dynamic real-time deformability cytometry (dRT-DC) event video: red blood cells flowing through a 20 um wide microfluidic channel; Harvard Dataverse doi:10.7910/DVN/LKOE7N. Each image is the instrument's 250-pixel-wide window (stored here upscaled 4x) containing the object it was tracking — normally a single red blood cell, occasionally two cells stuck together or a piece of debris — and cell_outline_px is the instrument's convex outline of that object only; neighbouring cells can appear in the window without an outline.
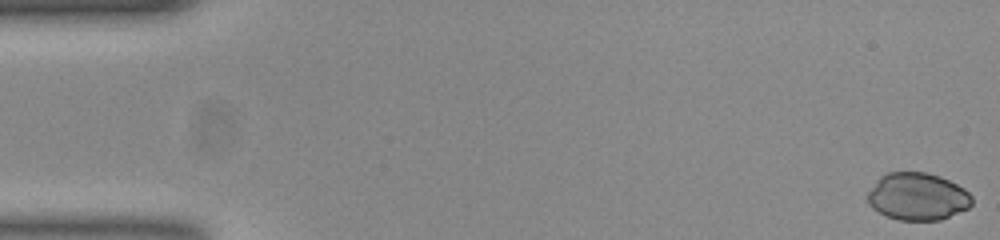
{"species": "common noctule bat (a hibernating species)", "species_latin": "Nyctalus noctula", "temperature_condition": "room temperature", "stored_images_in_passage": 53, "camera_frame_rate_fps": 3000, "um_per_image_px": 0.085, "animal": {"sex": "female", "body_mass_g": 23.0, "forearm_length_mm": 53.4}, "frame": {"image": 1, "passage_image": 1, "time_ms": 0.0, "image_size_px": [1000, 240], "cell_outline_px": [[972, 204], [968, 208], [940, 220], [900, 220], [888, 216], [872, 208], [868, 204], [868, 192], [876, 180], [880, 176], [888, 172], [924, 172], [940, 176], [964, 188], [972, 196]], "centroid_in_image_um": [77.99, 16.7], "position_along_channel_um": 7.0, "area_um2": 28.73}}
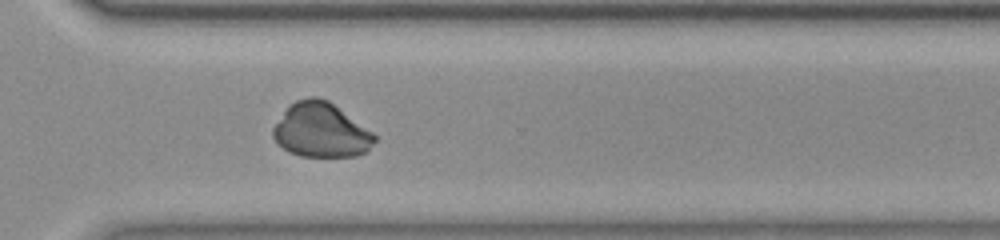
{"frame": {"image": 2, "passage_image": 38, "time_ms": 12.333, "image_size_px": [1000, 240], "cell_outline_px": [[376, 140], [364, 152], [356, 156], [300, 156], [288, 152], [272, 136], [272, 128], [288, 104], [296, 100], [308, 96], [316, 96], [328, 100], [372, 132], [376, 136]], "centroid_in_image_um": [27.24, 11.05], "position_along_channel_um": 343.4, "area_um2": 32.08}}
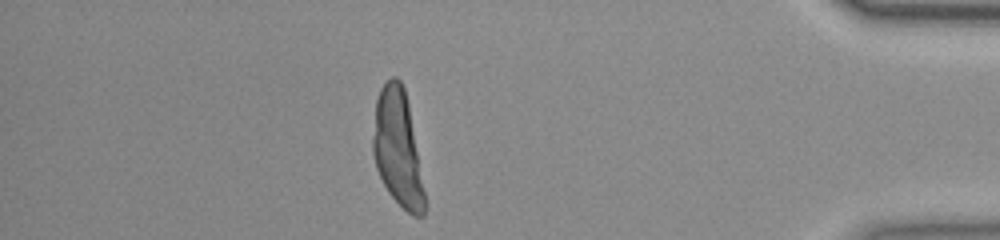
{"frame": {"image": 3, "passage_image": 46, "time_ms": 15.0, "image_size_px": [1000, 240], "cell_outline_px": [[424, 216], [412, 216], [388, 192], [376, 168], [372, 152], [372, 136], [376, 100], [380, 88], [392, 76], [396, 76], [400, 80], [404, 88], [408, 104], [424, 192]], "centroid_in_image_um": [33.76, 12.57], "position_along_channel_um": 401.4, "area_um2": 34.33}}